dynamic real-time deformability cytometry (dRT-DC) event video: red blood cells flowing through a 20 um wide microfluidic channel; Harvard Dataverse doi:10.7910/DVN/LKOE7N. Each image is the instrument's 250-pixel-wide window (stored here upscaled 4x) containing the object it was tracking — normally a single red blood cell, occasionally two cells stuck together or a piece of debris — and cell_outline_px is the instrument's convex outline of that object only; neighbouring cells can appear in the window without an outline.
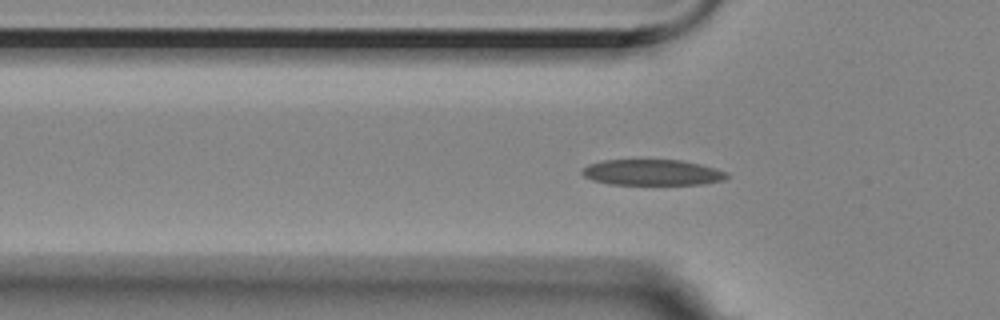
{"species": "Egyptian fruit bat (a non-hibernating species)", "species_latin": "Rousettus aegyptiacus", "temperature_condition": "room temperature", "stored_images_in_passage": 15, "camera_frame_rate_fps": 3000, "um_per_image_px": 0.085, "animal": {"sex": "female"}, "frame": {"image": 1, "passage_image": 5, "time_ms": 1.333, "image_size_px": [1000, 320], "cell_outline_px": [[728, 176], [724, 180], [700, 184], [608, 184], [592, 180], [584, 176], [580, 172], [580, 168], [588, 164], [604, 160], [680, 160], [700, 164], [716, 168], [724, 172]], "centroid_in_image_um": [55.37, 14.65], "position_along_channel_um": 70.4, "area_um2": 21.73}}
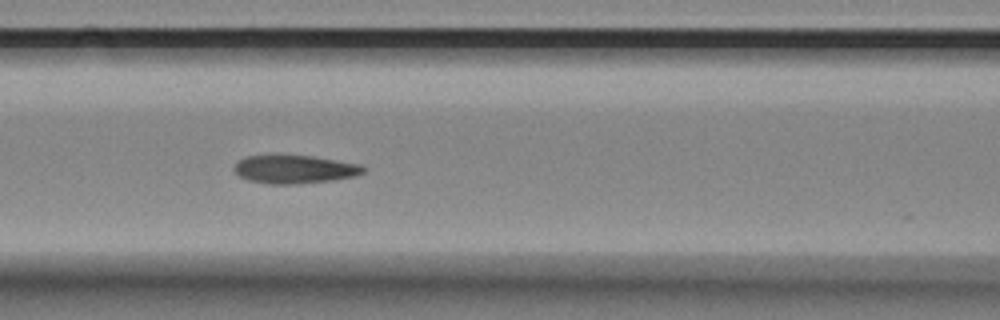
{"frame": {"image": 2, "passage_image": 11, "time_ms": 3.333, "image_size_px": [1000, 320], "cell_outline_px": [[368, 168], [364, 172], [356, 176], [332, 180], [296, 184], [272, 184], [248, 180], [240, 176], [232, 168], [236, 160], [244, 156], [276, 152], [312, 156], [360, 164]], "centroid_in_image_um": [24.97, 14.34], "position_along_channel_um": 141.6, "area_um2": 22.25}}
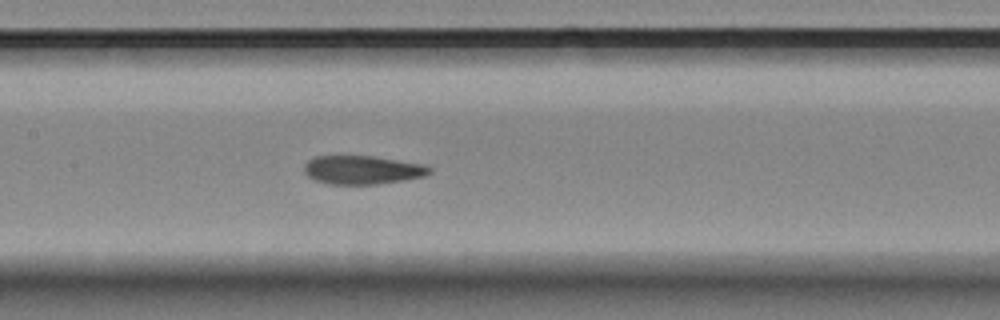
{"frame": {"image": 3, "passage_image": 14, "time_ms": 4.333, "image_size_px": [1000, 320], "cell_outline_px": [[432, 172], [424, 176], [376, 184], [328, 184], [316, 180], [308, 176], [304, 172], [304, 164], [308, 160], [316, 156], [372, 156], [420, 164], [432, 168]], "centroid_in_image_um": [30.75, 14.44], "position_along_channel_um": 176.6, "area_um2": 20.58}}